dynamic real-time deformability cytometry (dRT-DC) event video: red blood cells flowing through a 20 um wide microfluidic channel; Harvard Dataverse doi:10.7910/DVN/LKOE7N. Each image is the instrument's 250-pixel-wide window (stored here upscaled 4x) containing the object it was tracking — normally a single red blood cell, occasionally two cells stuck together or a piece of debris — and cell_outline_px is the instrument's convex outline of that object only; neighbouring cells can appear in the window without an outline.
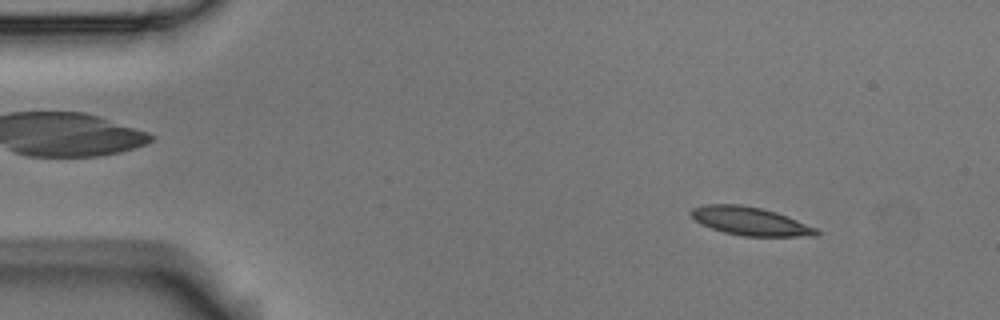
{"species": "Egyptian fruit bat (a non-hibernating species)", "species_latin": "Rousettus aegyptiacus", "temperature_condition": "room temperature", "stored_images_in_passage": 4, "camera_frame_rate_fps": 3000, "um_per_image_px": 0.085, "animal": {"sex": "male"}, "frame": {"image": 1, "passage_image": 1, "time_ms": 0.0, "image_size_px": [1000, 320], "cell_outline_px": [[820, 236], [744, 236], [724, 232], [700, 224], [688, 212], [692, 208], [704, 204], [740, 204], [760, 208], [776, 212], [816, 228], [820, 232]], "centroid_in_image_um": [63.74, 18.8], "position_along_channel_um": 21.3, "area_um2": 20.58}}